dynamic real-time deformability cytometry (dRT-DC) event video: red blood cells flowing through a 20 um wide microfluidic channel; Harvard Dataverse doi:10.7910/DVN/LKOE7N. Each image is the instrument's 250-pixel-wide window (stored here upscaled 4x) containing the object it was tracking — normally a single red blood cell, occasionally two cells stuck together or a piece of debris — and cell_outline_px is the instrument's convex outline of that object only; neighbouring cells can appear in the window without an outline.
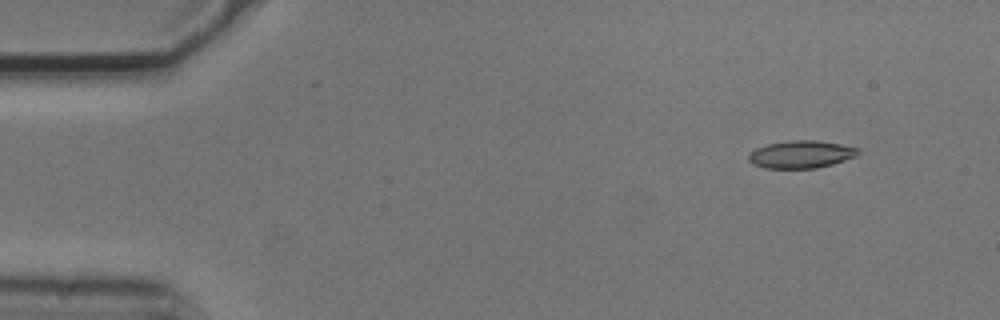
{"species": "common noctule bat (a hibernating species)", "species_latin": "Nyctalus noctula", "temperature_condition": "cold", "stored_images_in_passage": 5, "camera_frame_rate_fps": 3000, "um_per_image_px": 0.085, "animal": {"sex": "male", "body_mass_g": 20.5, "forearm_length_mm": 52.5}, "frame": {"image": 1, "passage_image": 2, "time_ms": 0.333, "image_size_px": [1000, 320], "cell_outline_px": [[860, 152], [856, 156], [832, 164], [816, 168], [764, 168], [752, 164], [748, 160], [748, 156], [756, 148], [768, 144], [788, 140], [816, 140], [840, 144], [860, 148]], "centroid_in_image_um": [68.09, 13.12], "position_along_channel_um": 16.9, "area_um2": 17.57}}
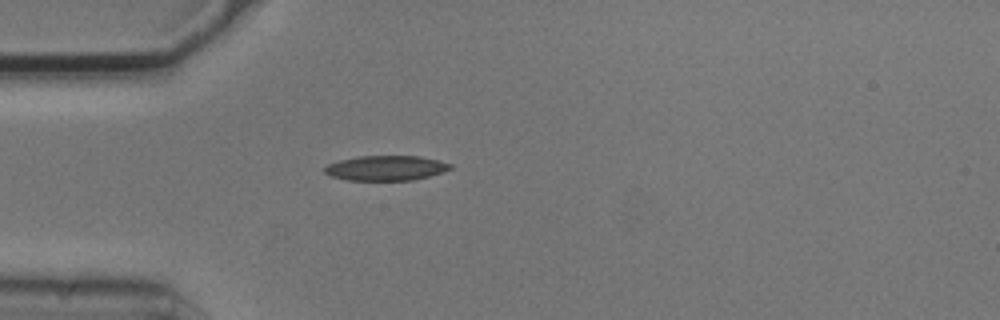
{"frame": {"image": 2, "passage_image": 5, "time_ms": 1.333, "image_size_px": [1000, 320], "cell_outline_px": [[452, 168], [444, 172], [412, 180], [344, 180], [332, 176], [324, 172], [324, 168], [328, 164], [340, 160], [360, 156], [420, 156], [452, 164]], "centroid_in_image_um": [32.8, 14.28], "position_along_channel_um": 52.2, "area_um2": 18.15}}